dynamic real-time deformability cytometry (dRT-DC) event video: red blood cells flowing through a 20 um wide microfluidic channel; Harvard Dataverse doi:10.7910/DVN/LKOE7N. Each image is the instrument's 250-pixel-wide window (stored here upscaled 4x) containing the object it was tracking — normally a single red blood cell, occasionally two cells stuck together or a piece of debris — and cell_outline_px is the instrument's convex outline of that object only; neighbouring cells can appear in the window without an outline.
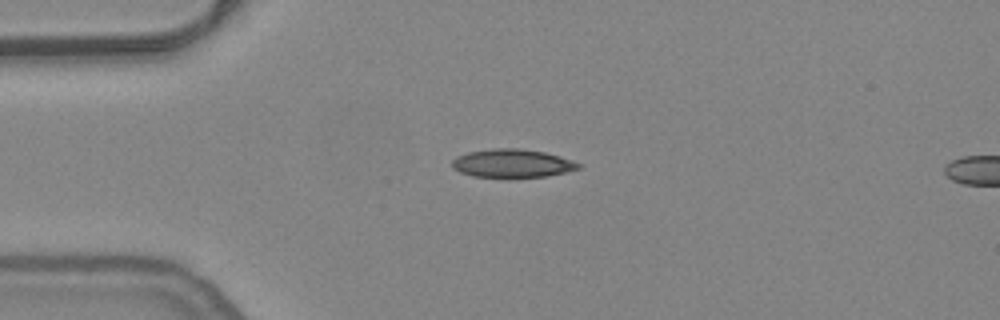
{"species": "common noctule bat (a hibernating species)", "species_latin": "Nyctalus noctula", "temperature_condition": "warm", "stored_images_in_passage": 4, "camera_frame_rate_fps": 3000, "um_per_image_px": 0.085, "animal": {"sex": "female", "body_mass_g": 24.6, "forearm_length_mm": 56.2}, "frame": {"image": 1, "passage_image": 1, "time_ms": 0.0, "image_size_px": [1000, 320], "cell_outline_px": [[584, 164], [580, 168], [548, 176], [508, 180], [472, 176], [460, 172], [452, 168], [452, 160], [456, 156], [468, 152], [492, 148], [520, 148], [544, 152], [560, 156]], "centroid_in_image_um": [43.53, 13.92], "position_along_channel_um": 41.5, "area_um2": 21.79}}